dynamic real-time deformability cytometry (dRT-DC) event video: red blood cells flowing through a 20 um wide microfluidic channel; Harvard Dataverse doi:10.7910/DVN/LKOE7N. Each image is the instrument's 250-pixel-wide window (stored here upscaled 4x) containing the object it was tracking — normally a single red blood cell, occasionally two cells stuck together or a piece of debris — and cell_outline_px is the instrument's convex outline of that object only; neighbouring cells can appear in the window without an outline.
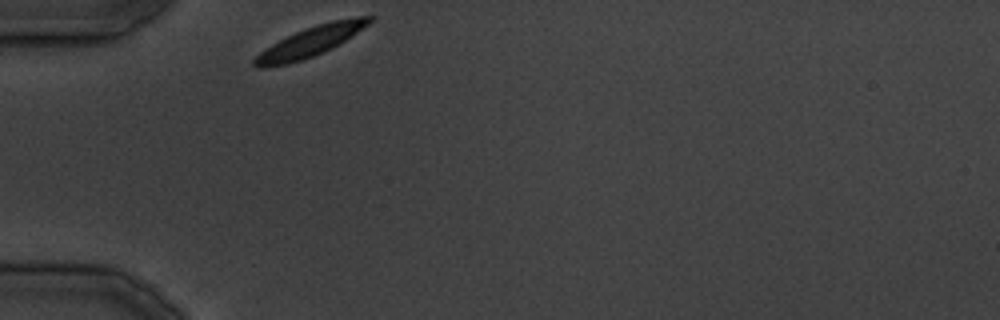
{"species": "common noctule bat (a hibernating species)", "species_latin": "Nyctalus noctula", "temperature_condition": "cold", "stored_images_in_passage": 21, "camera_frame_rate_fps": 3000, "um_per_image_px": 0.085, "animal": {"sex": "male", "body_mass_g": 19.5, "forearm_length_mm": 54.6}, "frame": {"image": 1, "passage_image": 1, "time_ms": 0.0, "image_size_px": [1000, 320], "cell_outline_px": [[376, 16], [368, 24], [332, 48], [324, 52], [288, 64], [264, 68], [256, 68], [252, 64], [252, 60], [260, 52], [272, 44], [304, 28], [316, 24], [332, 20], [356, 16]], "centroid_in_image_um": [26.34, 3.54], "position_along_channel_um": 58.7, "area_um2": 19.83}}
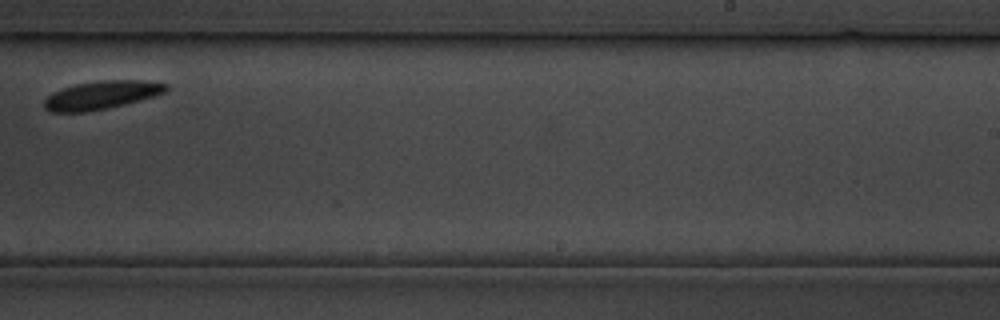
{"frame": {"image": 2, "passage_image": 15, "time_ms": 17.0, "image_size_px": [1000, 320], "cell_outline_px": [[168, 92], [140, 100], [108, 108], [88, 112], [52, 112], [44, 108], [44, 100], [52, 92], [76, 84], [96, 80], [144, 80], [168, 84]], "centroid_in_image_um": [8.65, 8.08], "position_along_channel_um": 280.4, "area_um2": 20.23}}
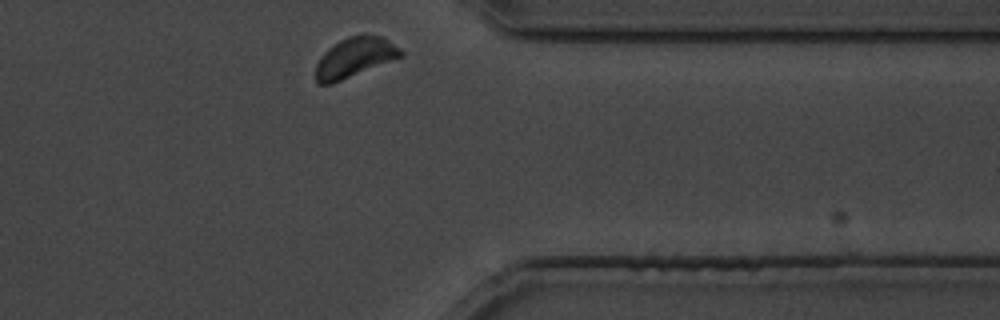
{"frame": {"image": 3, "passage_image": 21, "time_ms": 24.667, "image_size_px": [1000, 320], "cell_outline_px": [[404, 56], [332, 84], [316, 84], [316, 64], [320, 56], [328, 48], [340, 40], [348, 36], [384, 36], [400, 48], [404, 52]], "centroid_in_image_um": [30.15, 4.9], "position_along_channel_um": 381.2, "area_um2": 19.71}}